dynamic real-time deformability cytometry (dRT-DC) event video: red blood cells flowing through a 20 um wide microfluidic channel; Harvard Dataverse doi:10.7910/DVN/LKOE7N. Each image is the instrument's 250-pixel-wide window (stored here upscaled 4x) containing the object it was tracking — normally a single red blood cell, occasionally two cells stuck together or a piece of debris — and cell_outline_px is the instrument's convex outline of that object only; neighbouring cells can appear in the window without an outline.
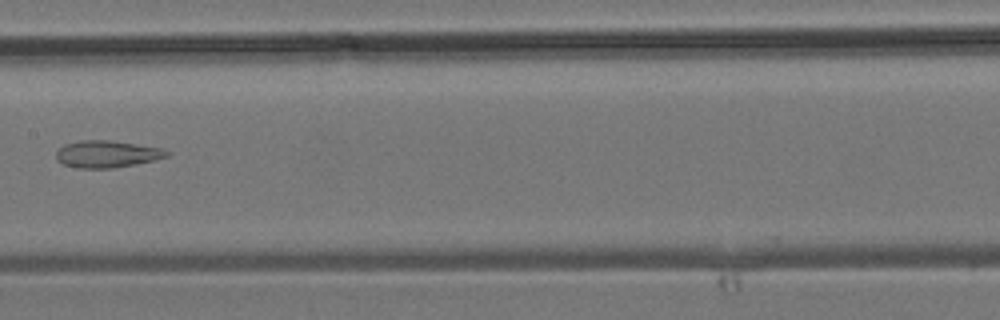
{"species": "common noctule bat (a hibernating species)", "species_latin": "Nyctalus noctula", "temperature_condition": "room temperature", "stored_images_in_passage": 30, "camera_frame_rate_fps": 3000, "um_per_image_px": 0.085, "animal": {"sex": "male", "body_mass_g": 19.2, "forearm_length_mm": 51.8}, "frame": {"image": 1, "passage_image": 10, "time_ms": 3.0, "image_size_px": [1000, 320], "cell_outline_px": [[172, 152], [168, 156], [136, 164], [112, 168], [80, 168], [64, 164], [56, 156], [56, 152], [64, 144], [80, 140], [108, 140], [164, 148]], "centroid_in_image_um": [9.13, 13.08], "position_along_channel_um": 198.3, "area_um2": 17.28}}
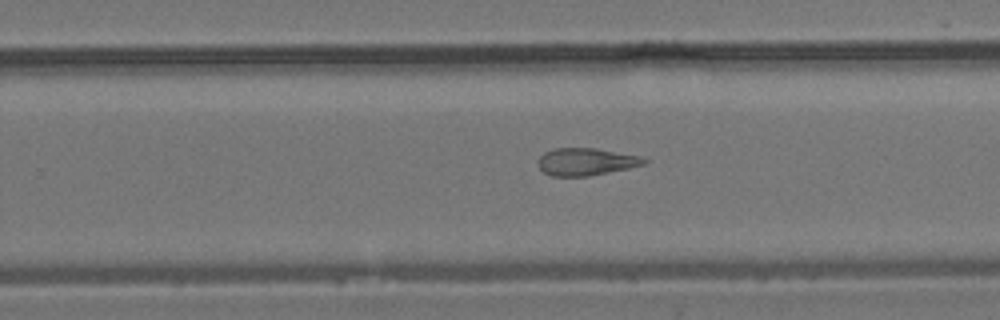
{"frame": {"image": 2, "passage_image": 15, "time_ms": 4.667, "image_size_px": [1000, 320], "cell_outline_px": [[648, 160], [644, 164], [628, 168], [588, 176], [552, 176], [544, 172], [540, 168], [540, 156], [544, 152], [556, 148], [596, 148], [640, 156]], "centroid_in_image_um": [49.82, 13.74], "position_along_channel_um": 280.0, "area_um2": 16.65}}
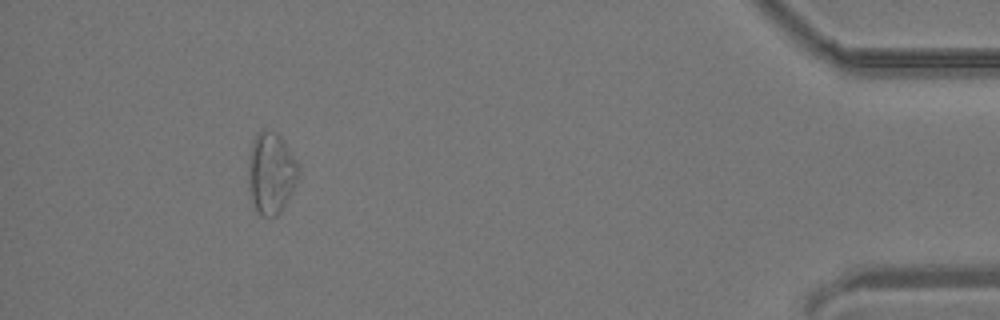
{"frame": {"image": 3, "passage_image": 27, "time_ms": 8.667, "image_size_px": [1000, 320], "cell_outline_px": [[300, 172], [296, 184], [292, 192], [280, 212], [276, 216], [260, 216], [256, 208], [252, 196], [248, 172], [252, 140], [256, 132], [264, 128], [276, 132], [284, 140], [296, 160], [300, 168]], "centroid_in_image_um": [23.07, 14.65], "position_along_channel_um": 412.1, "area_um2": 23.7}}